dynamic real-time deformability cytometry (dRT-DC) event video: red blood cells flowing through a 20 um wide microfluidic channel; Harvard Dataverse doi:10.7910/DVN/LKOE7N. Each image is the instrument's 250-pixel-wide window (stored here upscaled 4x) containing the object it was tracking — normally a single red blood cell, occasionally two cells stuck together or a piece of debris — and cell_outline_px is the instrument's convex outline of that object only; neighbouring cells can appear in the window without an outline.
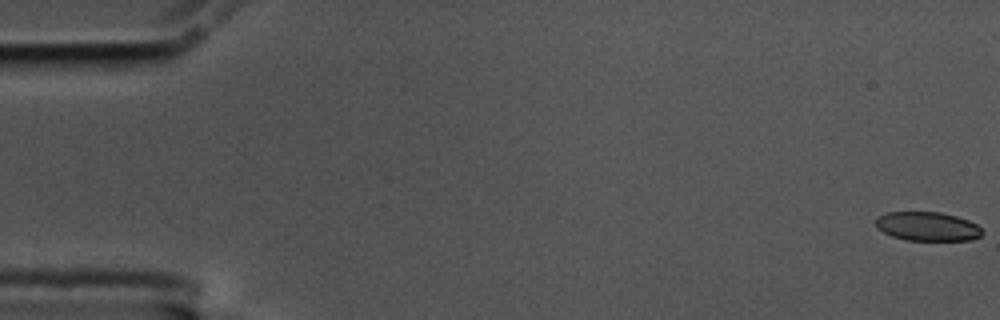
{"species": "common noctule bat (a hibernating species)", "species_latin": "Nyctalus noctula", "temperature_condition": "cold", "stored_images_in_passage": 59, "camera_frame_rate_fps": 3000, "um_per_image_px": 0.085, "animal": {"sex": "male", "body_mass_g": 17.5, "forearm_length_mm": 52.3}, "frame": {"image": 1, "passage_image": 1, "time_ms": 0.0, "image_size_px": [1000, 320], "cell_outline_px": [[984, 232], [980, 236], [972, 240], [904, 240], [892, 236], [876, 228], [876, 216], [888, 212], [940, 212], [956, 216], [968, 220], [976, 224]], "centroid_in_image_um": [78.82, 19.24], "position_along_channel_um": 6.2, "area_um2": 18.03}}
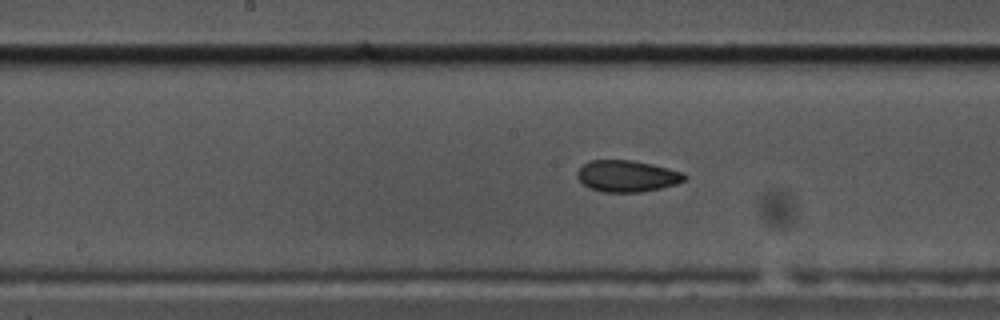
{"frame": {"image": 2, "passage_image": 30, "time_ms": 9.667, "image_size_px": [1000, 320], "cell_outline_px": [[688, 176], [684, 180], [676, 184], [660, 188], [640, 192], [600, 192], [588, 188], [576, 176], [576, 172], [584, 164], [592, 160], [632, 160], [652, 164], [684, 172]], "centroid_in_image_um": [53.3, 14.97], "position_along_channel_um": 194.9, "area_um2": 19.77}}
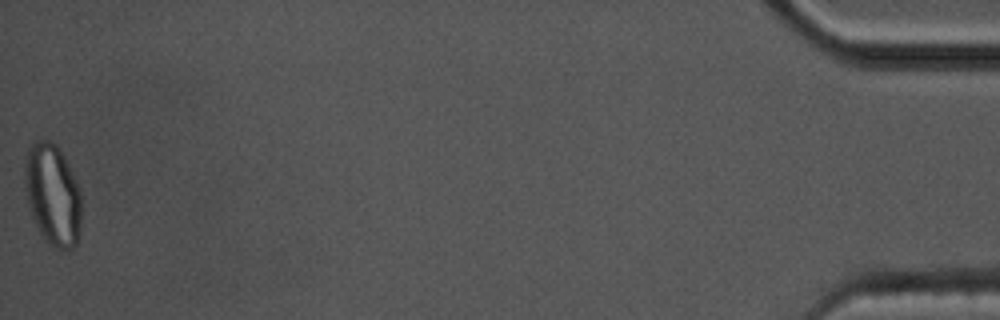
{"frame": {"image": 3, "passage_image": 59, "time_ms": 19.333, "image_size_px": [1000, 320], "cell_outline_px": [[80, 236], [76, 244], [72, 248], [56, 248], [40, 232], [32, 216], [28, 204], [24, 184], [24, 164], [28, 148], [36, 140], [48, 140], [56, 144], [64, 156], [80, 188]], "centroid_in_image_um": [4.47, 16.5], "position_along_channel_um": 430.7, "area_um2": 33.35}, "authors_computed_cell_mechanics": {"area_um2": 20.0566, "velocity_mm_per_s": 3.4622, "shape_relaxation_time_tau1_ms": null, "shape_relaxation_time_tau2_ms": 1.5454, "deformation_change_tau1": null, "deformation_change_tau2": 0.0498}}